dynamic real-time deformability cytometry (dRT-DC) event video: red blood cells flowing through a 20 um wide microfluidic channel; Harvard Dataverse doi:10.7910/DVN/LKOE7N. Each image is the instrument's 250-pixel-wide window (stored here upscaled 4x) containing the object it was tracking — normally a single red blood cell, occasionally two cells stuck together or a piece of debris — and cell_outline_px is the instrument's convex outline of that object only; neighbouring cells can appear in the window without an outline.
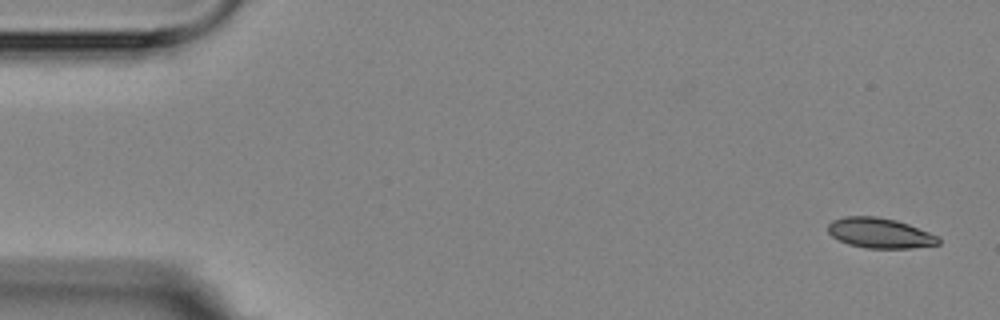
{"species": "Egyptian fruit bat (a non-hibernating species)", "species_latin": "Rousettus aegyptiacus", "temperature_condition": "room temperature", "stored_images_in_passage": 6, "camera_frame_rate_fps": 3000, "um_per_image_px": 0.085, "animal": {"sex": "female"}, "frame": {"image": 1, "passage_image": 1, "time_ms": 0.0, "image_size_px": [1000, 320], "cell_outline_px": [[940, 244], [912, 248], [868, 248], [848, 244], [832, 236], [828, 232], [828, 224], [832, 220], [844, 216], [876, 216], [896, 220], [908, 224], [940, 236]], "centroid_in_image_um": [74.8, 19.8], "position_along_channel_um": 10.2, "area_um2": 19.48}}